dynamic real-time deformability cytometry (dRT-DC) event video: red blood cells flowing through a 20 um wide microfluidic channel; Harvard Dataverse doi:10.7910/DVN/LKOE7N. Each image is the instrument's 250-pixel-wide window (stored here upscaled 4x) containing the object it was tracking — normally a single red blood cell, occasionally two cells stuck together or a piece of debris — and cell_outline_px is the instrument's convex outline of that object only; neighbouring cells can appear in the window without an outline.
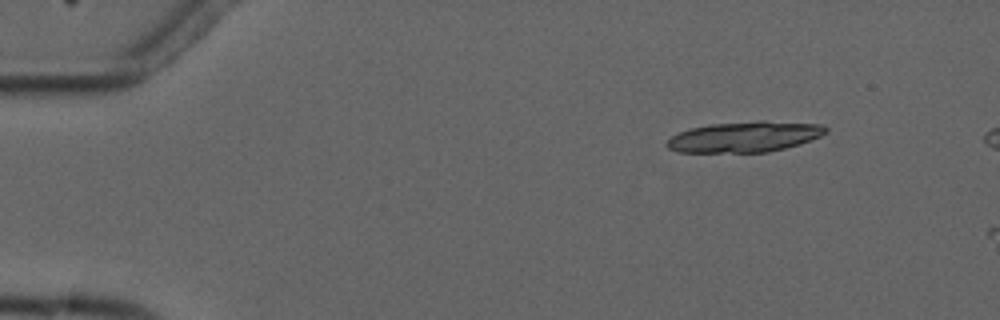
{"species": "common noctule bat (a hibernating species)", "species_latin": "Nyctalus noctula", "temperature_condition": "cold", "stored_images_in_passage": 3, "camera_frame_rate_fps": 3000, "um_per_image_px": 0.085, "animal": {"sex": "male", "forearm_length_mm": 52.5}, "frame": {"image": 1, "passage_image": 2, "time_ms": 2.0, "image_size_px": [1000, 320], "cell_outline_px": [[828, 132], [820, 136], [800, 144], [768, 152], [676, 152], [668, 148], [664, 144], [672, 136], [680, 132], [692, 128], [712, 124], [760, 120], [764, 120], [820, 124], [828, 128]], "centroid_in_image_um": [63.31, 11.62], "position_along_channel_um": 21.7, "area_um2": 28.38}}